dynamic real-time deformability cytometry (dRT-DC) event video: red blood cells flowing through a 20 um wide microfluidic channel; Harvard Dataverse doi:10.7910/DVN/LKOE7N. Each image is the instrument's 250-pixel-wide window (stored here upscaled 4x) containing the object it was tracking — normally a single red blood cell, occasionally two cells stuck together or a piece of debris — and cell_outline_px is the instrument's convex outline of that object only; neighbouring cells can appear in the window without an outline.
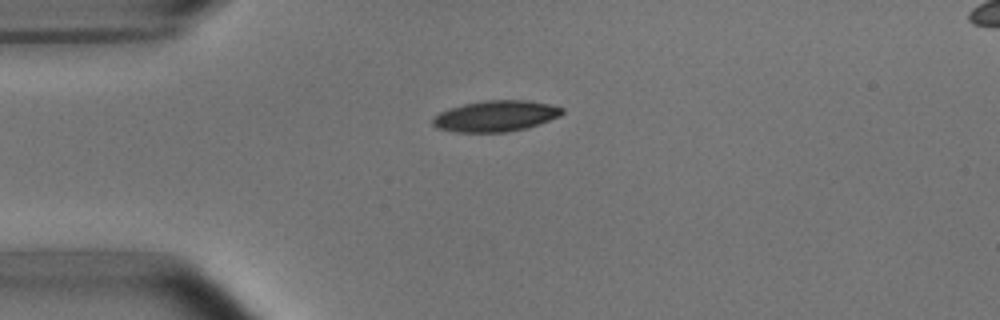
{"species": "common noctule bat (a hibernating species)", "species_latin": "Nyctalus noctula", "temperature_condition": "room temperature", "stored_images_in_passage": 2, "camera_frame_rate_fps": 3000, "um_per_image_px": 0.085, "animal": {"sex": "male", "body_mass_g": 15.6}, "frame": {"image": 1, "passage_image": 1, "time_ms": 0.0, "image_size_px": [1000, 320], "cell_outline_px": [[564, 112], [560, 116], [528, 128], [508, 132], [456, 132], [436, 128], [432, 124], [432, 120], [440, 112], [464, 104], [484, 100], [528, 100], [548, 104], [564, 108]], "centroid_in_image_um": [42.16, 9.87], "position_along_channel_um": 42.8, "area_um2": 23.35}}